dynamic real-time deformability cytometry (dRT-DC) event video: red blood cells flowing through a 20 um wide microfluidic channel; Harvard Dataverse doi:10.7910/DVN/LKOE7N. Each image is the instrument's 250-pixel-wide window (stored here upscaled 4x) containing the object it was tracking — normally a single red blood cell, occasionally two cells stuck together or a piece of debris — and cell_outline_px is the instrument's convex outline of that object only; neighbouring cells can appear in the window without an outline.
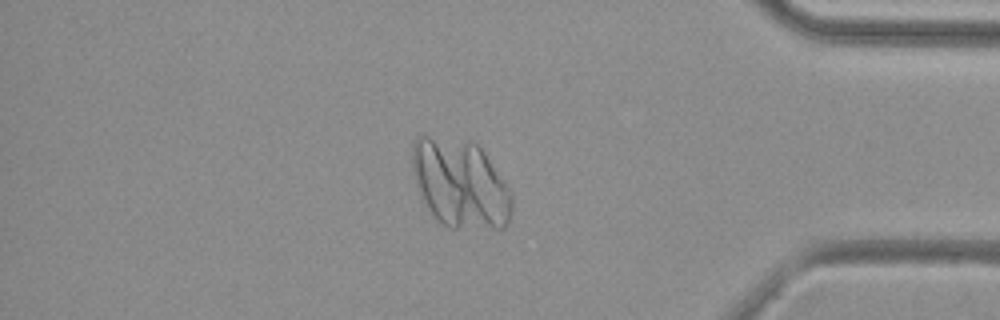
{"species": "common noctule bat (a hibernating species)", "species_latin": "Nyctalus noctula", "temperature_condition": "cold", "stored_images_in_passage": 47, "camera_frame_rate_fps": 3000, "um_per_image_px": 0.085, "animal": {"sex": "female", "body_mass_g": 29.2, "forearm_length_mm": 56.3}, "frame": {"image": 1, "passage_image": 40, "time_ms": 13.0, "image_size_px": [1000, 320], "cell_outline_px": [[512, 212], [504, 228], [448, 228], [436, 220], [432, 216], [420, 196], [412, 172], [412, 144], [416, 136], [424, 132], [476, 144], [484, 152], [504, 180], [512, 192]], "centroid_in_image_um": [39.08, 15.6], "position_along_channel_um": 396.1, "area_um2": 52.25}}